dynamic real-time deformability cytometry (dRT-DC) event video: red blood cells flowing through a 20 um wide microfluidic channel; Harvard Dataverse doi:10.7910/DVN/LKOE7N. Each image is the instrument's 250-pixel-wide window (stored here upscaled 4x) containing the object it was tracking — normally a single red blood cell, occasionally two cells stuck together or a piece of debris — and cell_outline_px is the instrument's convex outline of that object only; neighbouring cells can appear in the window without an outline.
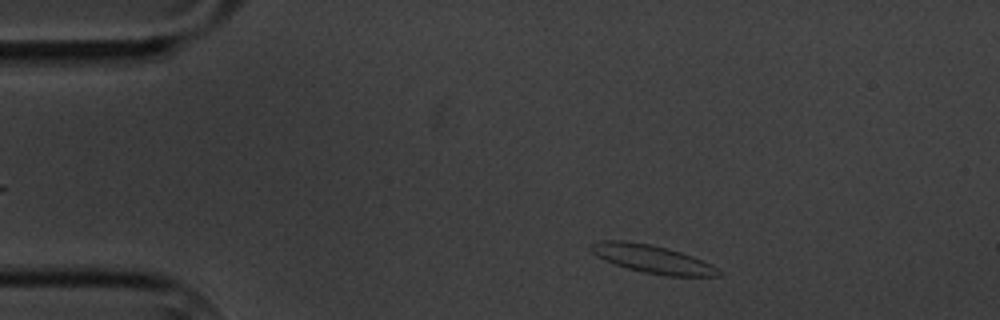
{"species": "common noctule bat (a hibernating species)", "species_latin": "Nyctalus noctula", "temperature_condition": "cold", "stored_images_in_passage": 13, "camera_frame_rate_fps": 3000, "um_per_image_px": 0.085, "animal": {"sex": "male", "body_mass_g": 20.1, "forearm_length_mm": 53.5}, "frame": {"image": 1, "passage_image": 1, "time_ms": 0.0, "image_size_px": [1000, 320], "cell_outline_px": [[720, 276], [668, 276], [644, 272], [628, 268], [604, 260], [592, 252], [592, 244], [600, 240], [624, 240], [652, 244], [680, 252], [692, 256], [716, 268], [720, 272]], "centroid_in_image_um": [55.42, 22.01], "position_along_channel_um": 29.6, "area_um2": 20.4}}
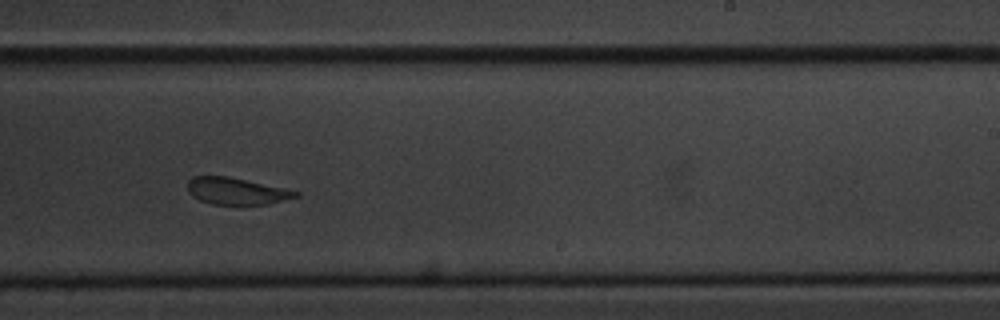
{"frame": {"image": 2, "passage_image": 8, "time_ms": 8.667, "image_size_px": [1000, 320], "cell_outline_px": [[300, 196], [268, 204], [212, 204], [200, 200], [192, 196], [188, 192], [188, 180], [192, 176], [228, 176], [284, 188], [300, 192]], "centroid_in_image_um": [20.09, 16.24], "position_along_channel_um": 268.9, "area_um2": 16.82}}
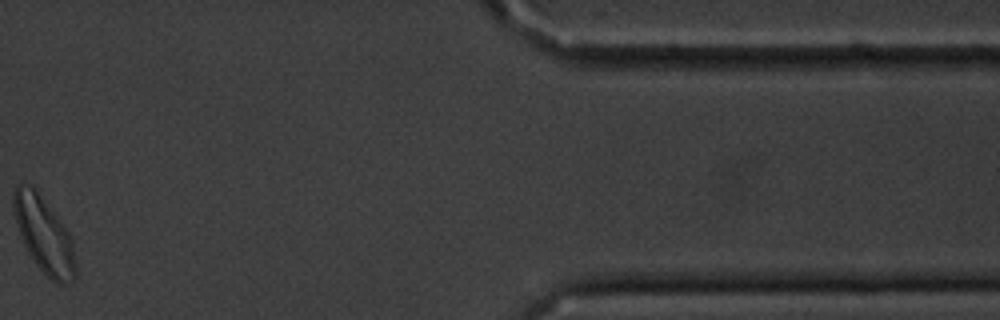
{"frame": {"image": 3, "passage_image": 12, "time_ms": 14.333, "image_size_px": [1000, 320], "cell_outline_px": [[76, 276], [72, 280], [64, 284], [56, 284], [36, 264], [28, 252], [24, 244], [16, 224], [12, 204], [12, 192], [16, 184], [20, 184], [32, 188], [36, 192], [68, 232], [72, 240], [76, 264]], "centroid_in_image_um": [3.73, 20.02], "position_along_channel_um": 407.7, "area_um2": 26.65}, "authors_computed_cell_mechanics": {"area_um2": 18.7272, "velocity_mm_per_s": 3.3763, "shape_relaxation_time_tau1_ms": 5.091, "shape_relaxation_time_tau2_ms": 1.8725, "deformation_change_tau1": 0.117, "deformation_change_tau2": 0.0685}}